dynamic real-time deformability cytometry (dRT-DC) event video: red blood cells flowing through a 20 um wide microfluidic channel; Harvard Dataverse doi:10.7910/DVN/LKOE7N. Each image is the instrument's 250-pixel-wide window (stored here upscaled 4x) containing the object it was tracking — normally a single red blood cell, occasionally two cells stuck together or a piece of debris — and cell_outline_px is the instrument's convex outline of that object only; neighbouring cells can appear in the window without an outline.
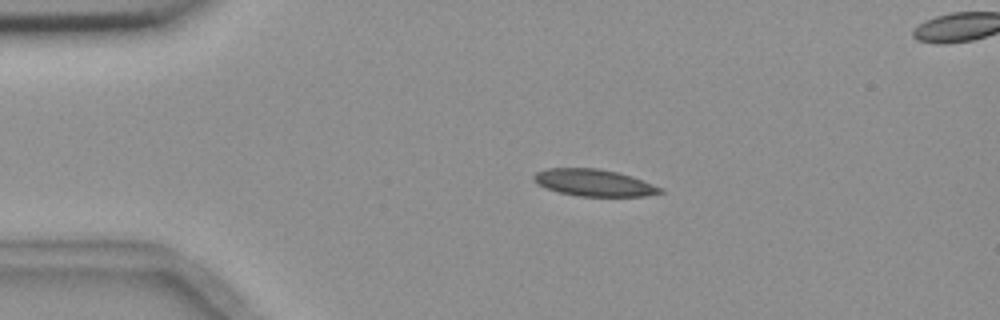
{"species": "common noctule bat (a hibernating species)", "species_latin": "Nyctalus noctula", "temperature_condition": "room temperature", "stored_images_in_passage": 5, "segment_of_instrument_passage": [1, 2], "camera_frame_rate_fps": 3000, "um_per_image_px": 0.085, "animal": {"sex": "female", "body_mass_g": 18.4}, "frame": {"image": 1, "passage_image": 3, "time_ms": 2.333, "image_size_px": [1000, 320], "cell_outline_px": [[664, 192], [644, 196], [580, 196], [560, 192], [544, 188], [536, 184], [532, 180], [532, 176], [536, 172], [548, 168], [596, 168], [616, 172], [632, 176], [664, 188]], "centroid_in_image_um": [50.46, 15.53], "position_along_channel_um": 34.5, "area_um2": 19.88}}